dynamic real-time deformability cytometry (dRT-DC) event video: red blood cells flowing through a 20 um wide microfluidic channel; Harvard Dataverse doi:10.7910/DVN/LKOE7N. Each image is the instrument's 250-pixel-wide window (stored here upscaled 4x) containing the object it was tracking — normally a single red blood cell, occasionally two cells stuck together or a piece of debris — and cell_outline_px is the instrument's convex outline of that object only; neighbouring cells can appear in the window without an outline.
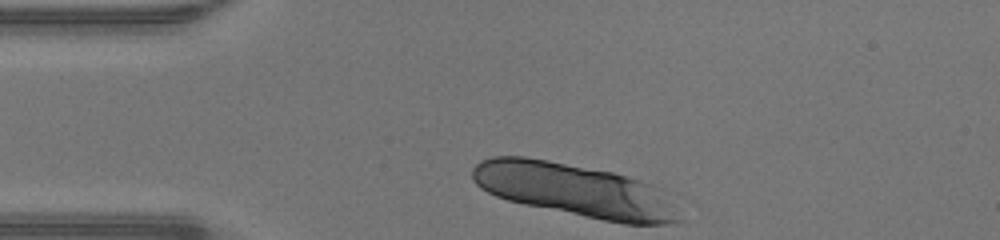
{"species": "human", "species_latin": "Homo sapiens", "temperature_condition": "warm", "stored_images_in_passage": 5, "camera_frame_rate_fps": 3000, "um_per_image_px": 0.085, "donor": {"sex": "male"}, "frame": {"image": 1, "passage_image": 1, "time_ms": 0.0, "image_size_px": [1000, 240], "cell_outline_px": [[684, 220], [668, 224], [624, 224], [524, 204], [508, 200], [496, 196], [480, 188], [472, 180], [472, 168], [480, 160], [492, 156], [524, 156], [548, 160], [612, 172], [652, 184], [660, 188]], "centroid_in_image_um": [48.84, 16.16], "position_along_channel_um": 36.2, "area_um2": 63.87}}